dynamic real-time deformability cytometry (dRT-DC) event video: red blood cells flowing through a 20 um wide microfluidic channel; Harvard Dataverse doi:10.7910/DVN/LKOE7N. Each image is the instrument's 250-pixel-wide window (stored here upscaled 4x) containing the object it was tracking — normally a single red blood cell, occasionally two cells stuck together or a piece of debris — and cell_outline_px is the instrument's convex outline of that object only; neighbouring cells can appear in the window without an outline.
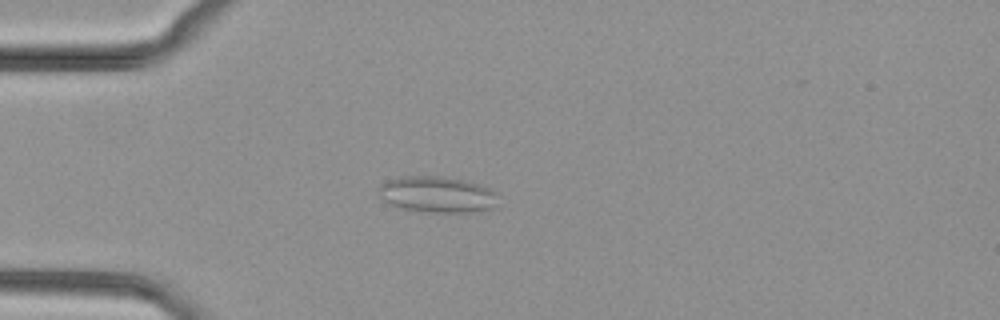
{"species": "common noctule bat (a hibernating species)", "species_latin": "Nyctalus noctula", "temperature_condition": "cold", "stored_images_in_passage": 40, "camera_frame_rate_fps": 3000, "um_per_image_px": 0.085, "animal": {"sex": "female", "body_mass_g": 29.2, "forearm_length_mm": 56.3}, "frame": {"image": 1, "passage_image": 4, "time_ms": 1.0, "image_size_px": [1000, 320], "cell_outline_px": [[500, 192], [496, 208], [472, 212], [420, 212], [400, 208], [384, 200], [380, 196], [376, 188], [380, 184], [388, 180], [404, 176], [436, 176], [460, 180], [480, 184]], "centroid_in_image_um": [37.21, 16.54], "position_along_channel_um": 47.8, "area_um2": 25.55}}
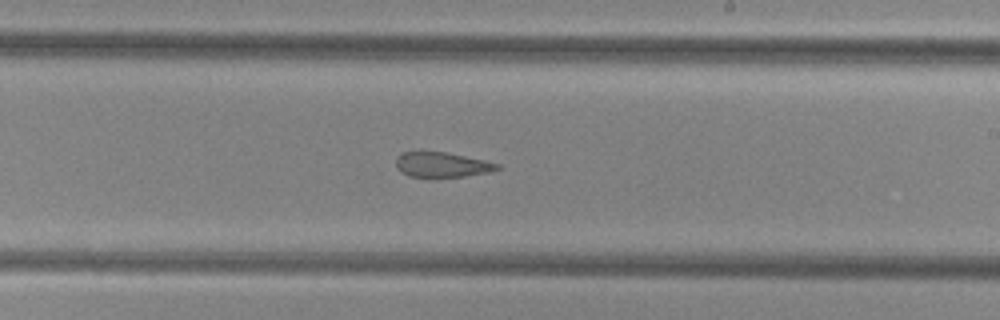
{"frame": {"image": 2, "passage_image": 20, "time_ms": 6.333, "image_size_px": [1000, 320], "cell_outline_px": [[500, 168], [492, 172], [464, 176], [408, 176], [400, 172], [396, 168], [396, 156], [400, 152], [444, 152], [484, 160], [500, 164]], "centroid_in_image_um": [37.55, 13.99], "position_along_channel_um": 251.5, "area_um2": 14.62}}
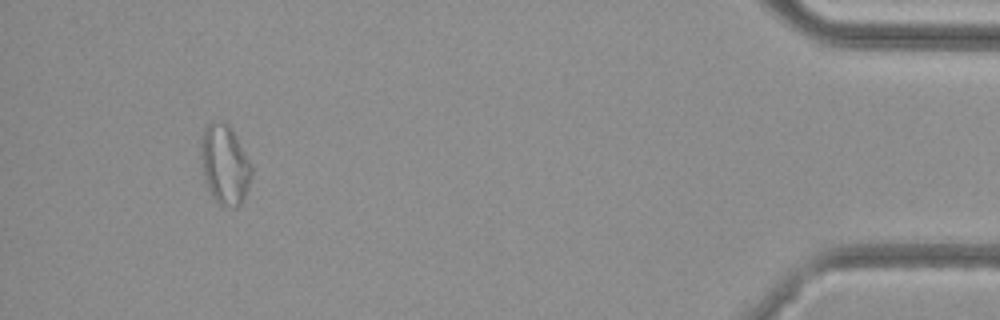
{"frame": {"image": 3, "passage_image": 37, "time_ms": 12.0, "image_size_px": [1000, 320], "cell_outline_px": [[252, 176], [244, 196], [240, 204], [236, 208], [220, 204], [212, 196], [204, 180], [200, 156], [200, 136], [204, 128], [208, 124], [220, 120], [224, 120], [228, 124], [236, 136], [252, 168]], "centroid_in_image_um": [19.07, 13.96], "position_along_channel_um": 416.1, "area_um2": 23.47}}